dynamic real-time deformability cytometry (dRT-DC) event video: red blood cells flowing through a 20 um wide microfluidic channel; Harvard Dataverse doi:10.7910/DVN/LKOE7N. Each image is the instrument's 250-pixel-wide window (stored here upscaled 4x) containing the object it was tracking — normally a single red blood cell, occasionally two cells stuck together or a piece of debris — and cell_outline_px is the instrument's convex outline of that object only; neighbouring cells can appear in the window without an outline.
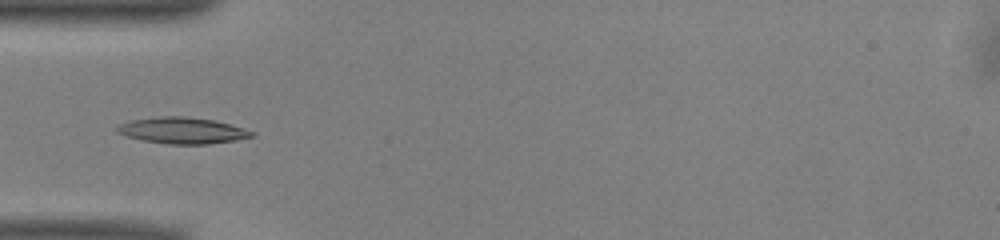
{"species": "common noctule bat (a hibernating species)", "species_latin": "Nyctalus noctula", "temperature_condition": "warm", "stored_images_in_passage": 36, "camera_frame_rate_fps": 3000, "um_per_image_px": 0.085, "animal": {"sex": "male", "body_mass_g": 13.0, "forearm_length_mm": 53.1}, "frame": {"image": 1, "passage_image": 1, "time_ms": 0.0, "image_size_px": [1000, 240], "cell_outline_px": [[256, 132], [252, 136], [236, 140], [208, 144], [168, 144], [144, 140], [128, 136], [116, 132], [116, 124], [132, 120], [160, 116], [184, 116], [212, 120], [244, 128]], "centroid_in_image_um": [15.48, 11.09], "position_along_channel_um": 69.5, "area_um2": 20.46}}
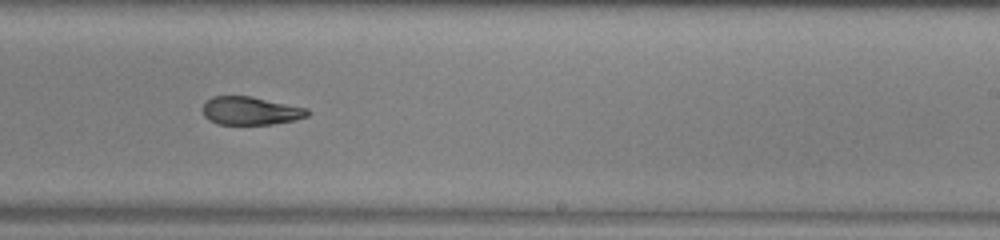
{"frame": {"image": 2, "passage_image": 16, "time_ms": 5.0, "image_size_px": [1000, 240], "cell_outline_px": [[308, 116], [296, 120], [272, 124], [216, 124], [208, 120], [204, 116], [200, 108], [212, 96], [252, 96], [308, 108]], "centroid_in_image_um": [21.27, 9.42], "position_along_channel_um": 267.7, "area_um2": 17.4}}
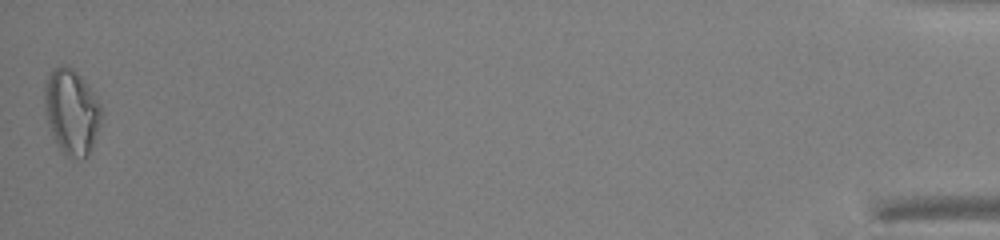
{"frame": {"image": 3, "passage_image": 36, "time_ms": 11.667, "image_size_px": [1000, 240], "cell_outline_px": [[104, 112], [100, 124], [88, 156], [84, 160], [68, 156], [60, 148], [52, 136], [48, 124], [44, 104], [44, 88], [48, 76], [56, 68], [72, 68], [84, 80], [96, 96]], "centroid_in_image_um": [6.11, 9.54], "position_along_channel_um": 429.1, "area_um2": 27.98}}